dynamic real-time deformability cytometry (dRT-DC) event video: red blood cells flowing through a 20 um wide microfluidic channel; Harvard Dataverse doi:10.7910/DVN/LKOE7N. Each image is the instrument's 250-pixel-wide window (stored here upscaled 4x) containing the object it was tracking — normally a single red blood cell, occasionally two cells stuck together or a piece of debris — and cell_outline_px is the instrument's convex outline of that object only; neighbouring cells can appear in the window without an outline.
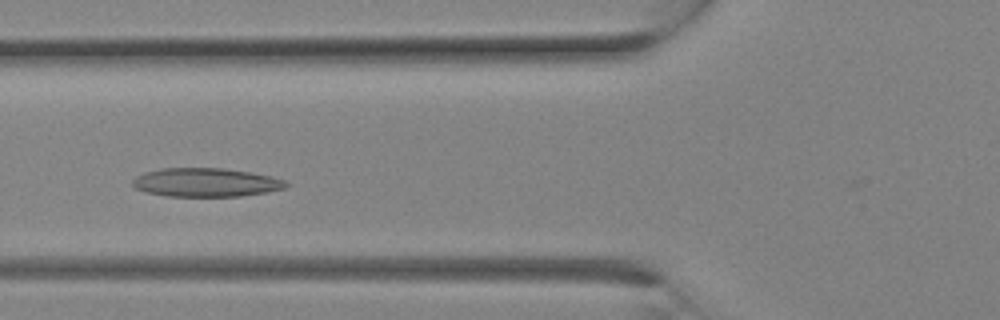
{"species": "Egyptian fruit bat (a non-hibernating species)", "species_latin": "Rousettus aegyptiacus", "temperature_condition": "room temperature", "stored_images_in_passage": 7, "camera_frame_rate_fps": 3000, "um_per_image_px": 0.085, "animal": {"sex": "female"}, "frame": {"image": 1, "passage_image": 4, "time_ms": 1.0, "image_size_px": [1000, 320], "cell_outline_px": [[288, 184], [284, 188], [264, 192], [240, 196], [168, 196], [144, 192], [136, 188], [132, 184], [132, 180], [136, 176], [144, 172], [160, 168], [224, 168], [252, 172], [272, 176], [284, 180]], "centroid_in_image_um": [17.46, 15.49], "position_along_channel_um": 108.3, "area_um2": 25.66}}
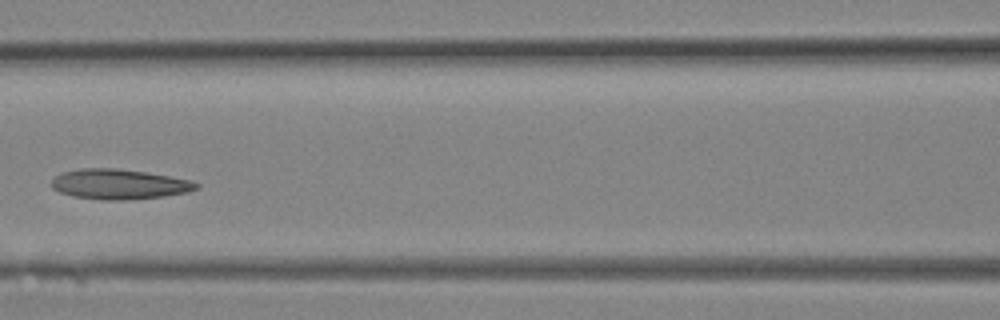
{"frame": {"image": 2, "passage_image": 6, "time_ms": 1.667, "image_size_px": [1000, 320], "cell_outline_px": [[200, 188], [188, 192], [164, 196], [120, 200], [100, 200], [72, 196], [60, 192], [52, 188], [52, 180], [56, 176], [64, 172], [80, 168], [116, 168], [148, 172], [192, 180], [200, 184]], "centroid_in_image_um": [10.16, 15.65], "position_along_channel_um": 156.4, "area_um2": 25.49}}